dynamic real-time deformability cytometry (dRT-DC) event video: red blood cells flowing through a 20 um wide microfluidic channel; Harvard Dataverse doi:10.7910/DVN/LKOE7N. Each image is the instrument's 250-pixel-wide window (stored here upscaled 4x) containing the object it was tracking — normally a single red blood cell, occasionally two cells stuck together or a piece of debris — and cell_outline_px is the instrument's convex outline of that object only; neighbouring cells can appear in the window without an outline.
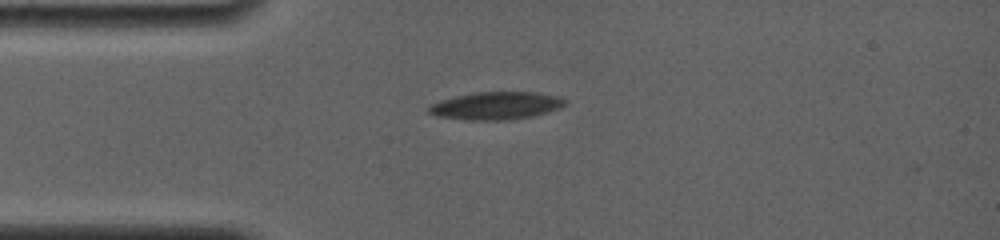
{"species": "common noctule bat (a hibernating species)", "species_latin": "Nyctalus noctula", "temperature_condition": "room temperature", "stored_images_in_passage": 5, "camera_frame_rate_fps": 4000, "um_per_image_px": 0.085, "animal": {"sex": "female", "body_mass_g": 19.0, "forearm_length_mm": 56.7}, "frame": {"image": 1, "passage_image": 1, "time_ms": 0.0, "image_size_px": [1000, 240], "cell_outline_px": [[568, 100], [560, 108], [532, 116], [508, 120], [468, 120], [436, 116], [428, 112], [428, 108], [432, 104], [440, 100], [456, 96], [476, 92], [536, 92], [556, 96]], "centroid_in_image_um": [42.16, 8.98], "position_along_channel_um": 42.8, "area_um2": 21.85}}